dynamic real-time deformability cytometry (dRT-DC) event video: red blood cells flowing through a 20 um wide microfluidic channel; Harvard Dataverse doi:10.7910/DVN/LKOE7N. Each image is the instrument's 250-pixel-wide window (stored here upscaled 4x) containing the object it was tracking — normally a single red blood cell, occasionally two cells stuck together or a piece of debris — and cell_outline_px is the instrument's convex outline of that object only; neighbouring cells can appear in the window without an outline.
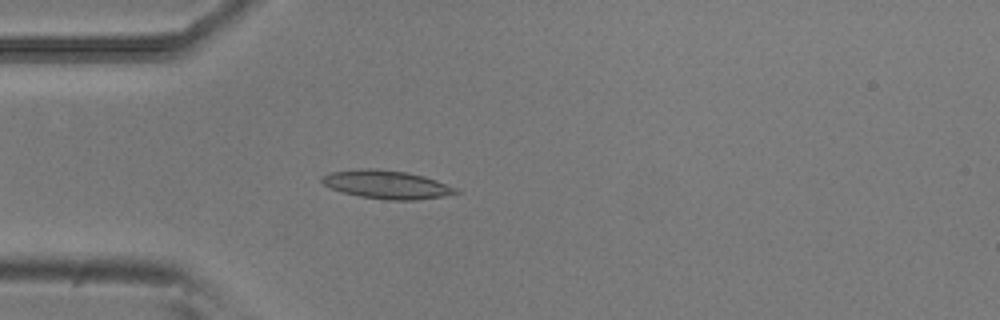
{"species": "common noctule bat (a hibernating species)", "species_latin": "Nyctalus noctula", "temperature_condition": "room temperature", "stored_images_in_passage": 52, "camera_frame_rate_fps": 3000, "um_per_image_px": 0.085, "animal": {"sex": "male", "body_mass_g": 20.5, "forearm_length_mm": 52.5}, "frame": {"image": 1, "passage_image": 14, "time_ms": 4.333, "image_size_px": [1000, 320], "cell_outline_px": [[460, 192], [444, 196], [416, 200], [384, 200], [360, 196], [344, 192], [332, 188], [324, 184], [320, 180], [324, 176], [332, 172], [360, 168], [376, 168], [404, 172], [424, 176], [436, 180], [456, 188]], "centroid_in_image_um": [32.89, 15.69], "position_along_channel_um": 52.1, "area_um2": 21.91}}
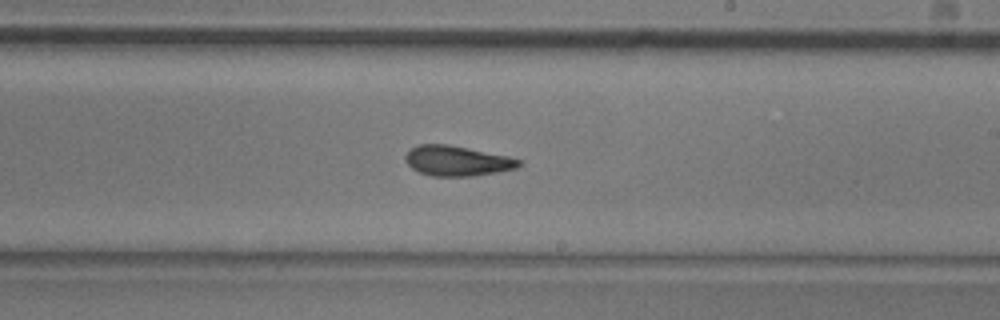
{"frame": {"image": 2, "passage_image": 30, "time_ms": 9.667, "image_size_px": [1000, 320], "cell_outline_px": [[524, 164], [516, 168], [496, 172], [472, 176], [432, 176], [420, 172], [412, 168], [404, 160], [404, 156], [412, 148], [420, 144], [448, 144], [508, 156], [520, 160]], "centroid_in_image_um": [38.85, 13.67], "position_along_channel_um": 250.1, "area_um2": 19.83}}
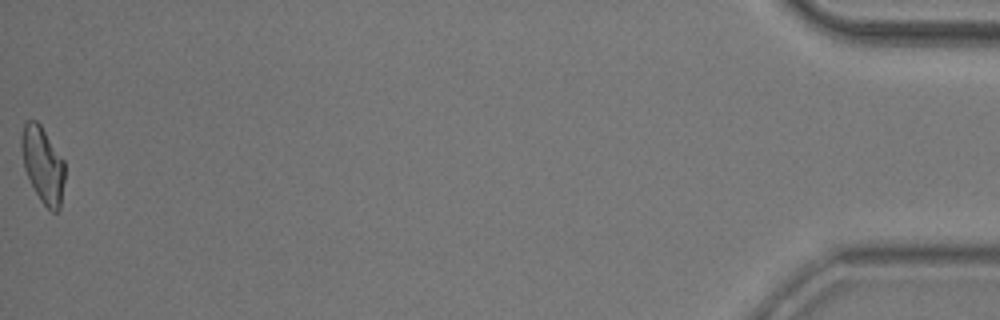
{"frame": {"image": 3, "passage_image": 52, "time_ms": 17.0, "image_size_px": [1000, 320], "cell_outline_px": [[64, 180], [60, 208], [56, 212], [52, 212], [40, 200], [24, 168], [20, 144], [20, 136], [24, 124], [28, 120], [36, 120], [40, 124], [64, 160]], "centroid_in_image_um": [3.63, 13.98], "position_along_channel_um": 431.6, "area_um2": 19.07}, "authors_computed_cell_mechanics": {"area_um2": 19.9699, "velocity_mm_per_s": 3.8416, "shape_relaxation_time_tau1_ms": null, "shape_relaxation_time_tau2_ms": 2.0477, "deformation_change_tau1": null, "deformation_change_tau2": 0.0958}}